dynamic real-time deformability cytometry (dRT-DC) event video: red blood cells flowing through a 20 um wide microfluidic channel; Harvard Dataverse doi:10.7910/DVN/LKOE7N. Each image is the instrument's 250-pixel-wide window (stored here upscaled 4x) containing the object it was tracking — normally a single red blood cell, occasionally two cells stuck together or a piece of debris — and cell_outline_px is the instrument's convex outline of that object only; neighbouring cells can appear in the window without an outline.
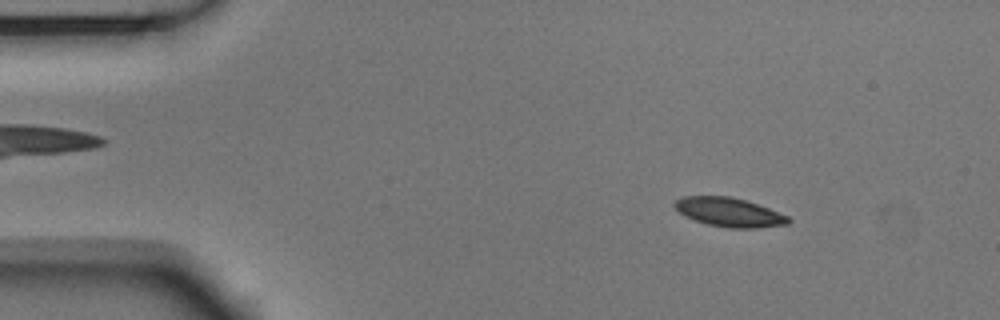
{"species": "Egyptian fruit bat (a non-hibernating species)", "species_latin": "Rousettus aegyptiacus", "temperature_condition": "room temperature", "stored_images_in_passage": 54, "camera_frame_rate_fps": 3000, "um_per_image_px": 0.085, "animal": {"sex": "male"}, "frame": {"image": 1, "passage_image": 7, "time_ms": 2.0, "image_size_px": [1000, 320], "cell_outline_px": [[792, 220], [788, 224], [756, 228], [728, 228], [708, 224], [684, 216], [672, 204], [676, 200], [684, 196], [728, 196], [744, 200], [768, 208], [788, 216]], "centroid_in_image_um": [61.98, 18.04], "position_along_channel_um": 23.0, "area_um2": 19.02}}
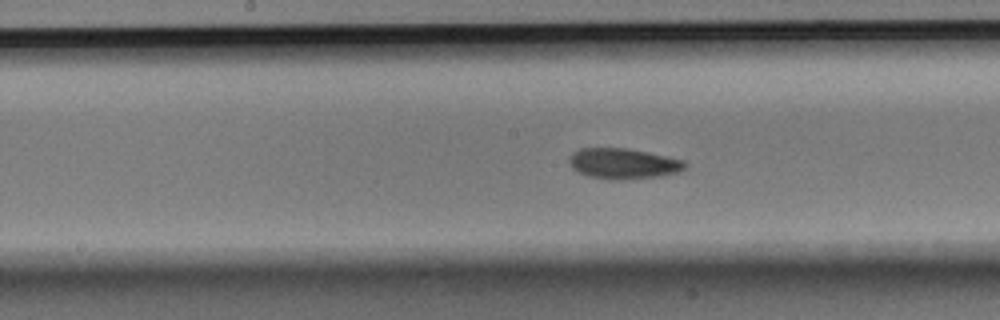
{"frame": {"image": 2, "passage_image": 27, "time_ms": 8.667, "image_size_px": [1000, 320], "cell_outline_px": [[688, 164], [684, 168], [676, 172], [660, 176], [620, 180], [608, 180], [588, 176], [572, 168], [568, 160], [568, 156], [572, 152], [580, 148], [628, 148], [648, 152], [684, 160]], "centroid_in_image_um": [52.94, 13.9], "position_along_channel_um": 195.3, "area_um2": 20.75}}
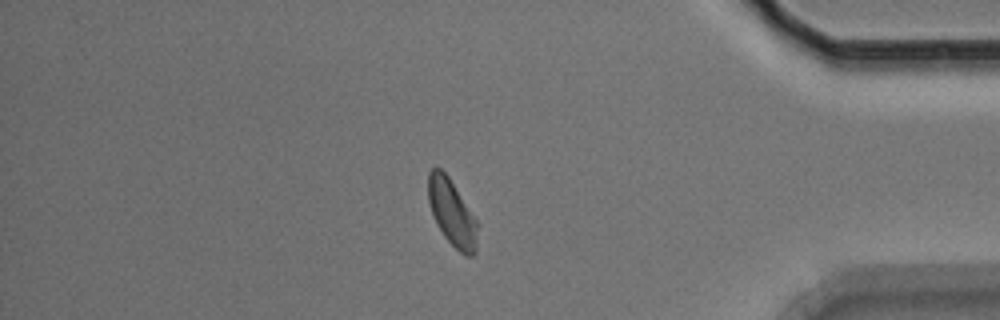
{"frame": {"image": 3, "passage_image": 46, "time_ms": 15.0, "image_size_px": [1000, 320], "cell_outline_px": [[480, 224], [476, 252], [472, 256], [464, 256], [444, 236], [432, 212], [428, 200], [428, 172], [432, 168], [440, 168], [448, 176]], "centroid_in_image_um": [38.47, 18.11], "position_along_channel_um": 396.7, "area_um2": 19.13}, "authors_computed_cell_mechanics": {"area_um2": 19.4497, "velocity_mm_per_s": 3.6819, "shape_relaxation_time_tau1_ms": 2.1969, "shape_relaxation_time_tau2_ms": 3.3646, "deformation_change_tau1": 0.1029, "deformation_change_tau2": 0.0803}}